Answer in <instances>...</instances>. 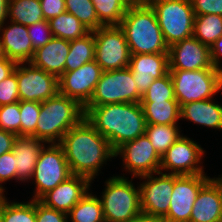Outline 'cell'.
Masks as SVG:
<instances>
[{"mask_svg":"<svg viewBox=\"0 0 222 222\" xmlns=\"http://www.w3.org/2000/svg\"><path fill=\"white\" fill-rule=\"evenodd\" d=\"M120 155L124 168L132 178L160 172L161 157L154 150L146 135L137 137L115 150V157Z\"/></svg>","mask_w":222,"mask_h":222,"instance_id":"14","label":"cell"},{"mask_svg":"<svg viewBox=\"0 0 222 222\" xmlns=\"http://www.w3.org/2000/svg\"><path fill=\"white\" fill-rule=\"evenodd\" d=\"M16 163L14 153L6 152L0 156V192L3 194L5 188L1 185L5 181L15 178L16 180Z\"/></svg>","mask_w":222,"mask_h":222,"instance_id":"40","label":"cell"},{"mask_svg":"<svg viewBox=\"0 0 222 222\" xmlns=\"http://www.w3.org/2000/svg\"><path fill=\"white\" fill-rule=\"evenodd\" d=\"M8 18L25 26L45 20L39 0H9Z\"/></svg>","mask_w":222,"mask_h":222,"instance_id":"29","label":"cell"},{"mask_svg":"<svg viewBox=\"0 0 222 222\" xmlns=\"http://www.w3.org/2000/svg\"><path fill=\"white\" fill-rule=\"evenodd\" d=\"M205 150L187 136H182L161 156L160 172L171 171L172 175L203 174L201 165ZM200 164V165H198Z\"/></svg>","mask_w":222,"mask_h":222,"instance_id":"12","label":"cell"},{"mask_svg":"<svg viewBox=\"0 0 222 222\" xmlns=\"http://www.w3.org/2000/svg\"><path fill=\"white\" fill-rule=\"evenodd\" d=\"M220 36H222L221 15H195L193 37L210 47Z\"/></svg>","mask_w":222,"mask_h":222,"instance_id":"30","label":"cell"},{"mask_svg":"<svg viewBox=\"0 0 222 222\" xmlns=\"http://www.w3.org/2000/svg\"><path fill=\"white\" fill-rule=\"evenodd\" d=\"M18 81L16 73L0 82V106L19 102Z\"/></svg>","mask_w":222,"mask_h":222,"instance_id":"39","label":"cell"},{"mask_svg":"<svg viewBox=\"0 0 222 222\" xmlns=\"http://www.w3.org/2000/svg\"><path fill=\"white\" fill-rule=\"evenodd\" d=\"M131 54L168 53L155 11L146 3L129 6L119 24Z\"/></svg>","mask_w":222,"mask_h":222,"instance_id":"3","label":"cell"},{"mask_svg":"<svg viewBox=\"0 0 222 222\" xmlns=\"http://www.w3.org/2000/svg\"><path fill=\"white\" fill-rule=\"evenodd\" d=\"M130 222H167V221L162 216L148 215L141 212Z\"/></svg>","mask_w":222,"mask_h":222,"instance_id":"47","label":"cell"},{"mask_svg":"<svg viewBox=\"0 0 222 222\" xmlns=\"http://www.w3.org/2000/svg\"><path fill=\"white\" fill-rule=\"evenodd\" d=\"M147 125H177L180 120L178 101L140 102Z\"/></svg>","mask_w":222,"mask_h":222,"instance_id":"25","label":"cell"},{"mask_svg":"<svg viewBox=\"0 0 222 222\" xmlns=\"http://www.w3.org/2000/svg\"><path fill=\"white\" fill-rule=\"evenodd\" d=\"M195 15L217 14L222 16V0H190Z\"/></svg>","mask_w":222,"mask_h":222,"instance_id":"42","label":"cell"},{"mask_svg":"<svg viewBox=\"0 0 222 222\" xmlns=\"http://www.w3.org/2000/svg\"><path fill=\"white\" fill-rule=\"evenodd\" d=\"M91 182L87 177L72 175L54 189L49 190L39 201L46 207L68 214L89 192Z\"/></svg>","mask_w":222,"mask_h":222,"instance_id":"18","label":"cell"},{"mask_svg":"<svg viewBox=\"0 0 222 222\" xmlns=\"http://www.w3.org/2000/svg\"><path fill=\"white\" fill-rule=\"evenodd\" d=\"M168 53L169 70L195 71L216 68L211 62L210 47L193 36L172 44Z\"/></svg>","mask_w":222,"mask_h":222,"instance_id":"17","label":"cell"},{"mask_svg":"<svg viewBox=\"0 0 222 222\" xmlns=\"http://www.w3.org/2000/svg\"><path fill=\"white\" fill-rule=\"evenodd\" d=\"M221 55H222V36H220L211 46H210V56L211 62L214 67H217L221 64Z\"/></svg>","mask_w":222,"mask_h":222,"instance_id":"45","label":"cell"},{"mask_svg":"<svg viewBox=\"0 0 222 222\" xmlns=\"http://www.w3.org/2000/svg\"><path fill=\"white\" fill-rule=\"evenodd\" d=\"M66 11L73 14L91 32L104 26L97 17L91 0H65Z\"/></svg>","mask_w":222,"mask_h":222,"instance_id":"34","label":"cell"},{"mask_svg":"<svg viewBox=\"0 0 222 222\" xmlns=\"http://www.w3.org/2000/svg\"><path fill=\"white\" fill-rule=\"evenodd\" d=\"M128 6H140L147 3V0H123Z\"/></svg>","mask_w":222,"mask_h":222,"instance_id":"49","label":"cell"},{"mask_svg":"<svg viewBox=\"0 0 222 222\" xmlns=\"http://www.w3.org/2000/svg\"><path fill=\"white\" fill-rule=\"evenodd\" d=\"M115 151L145 135L146 119L140 103H114L91 107L84 117Z\"/></svg>","mask_w":222,"mask_h":222,"instance_id":"2","label":"cell"},{"mask_svg":"<svg viewBox=\"0 0 222 222\" xmlns=\"http://www.w3.org/2000/svg\"><path fill=\"white\" fill-rule=\"evenodd\" d=\"M19 102L0 106V129L21 136Z\"/></svg>","mask_w":222,"mask_h":222,"instance_id":"37","label":"cell"},{"mask_svg":"<svg viewBox=\"0 0 222 222\" xmlns=\"http://www.w3.org/2000/svg\"><path fill=\"white\" fill-rule=\"evenodd\" d=\"M95 58V39L93 32L70 41V50L66 58L65 72L73 71L93 61Z\"/></svg>","mask_w":222,"mask_h":222,"instance_id":"27","label":"cell"},{"mask_svg":"<svg viewBox=\"0 0 222 222\" xmlns=\"http://www.w3.org/2000/svg\"><path fill=\"white\" fill-rule=\"evenodd\" d=\"M141 98L129 67L103 71L93 95L83 107L84 114L91 107L114 103H140Z\"/></svg>","mask_w":222,"mask_h":222,"instance_id":"7","label":"cell"},{"mask_svg":"<svg viewBox=\"0 0 222 222\" xmlns=\"http://www.w3.org/2000/svg\"><path fill=\"white\" fill-rule=\"evenodd\" d=\"M36 222H68V214L46 207L36 200Z\"/></svg>","mask_w":222,"mask_h":222,"instance_id":"41","label":"cell"},{"mask_svg":"<svg viewBox=\"0 0 222 222\" xmlns=\"http://www.w3.org/2000/svg\"><path fill=\"white\" fill-rule=\"evenodd\" d=\"M0 25V40L7 58L16 63H30L35 51L28 35V27L10 21V25Z\"/></svg>","mask_w":222,"mask_h":222,"instance_id":"21","label":"cell"},{"mask_svg":"<svg viewBox=\"0 0 222 222\" xmlns=\"http://www.w3.org/2000/svg\"><path fill=\"white\" fill-rule=\"evenodd\" d=\"M9 0H0V25H4L8 18Z\"/></svg>","mask_w":222,"mask_h":222,"instance_id":"48","label":"cell"},{"mask_svg":"<svg viewBox=\"0 0 222 222\" xmlns=\"http://www.w3.org/2000/svg\"><path fill=\"white\" fill-rule=\"evenodd\" d=\"M48 22L53 37L68 41L80 39L91 32L73 14L67 11L50 19Z\"/></svg>","mask_w":222,"mask_h":222,"instance_id":"26","label":"cell"},{"mask_svg":"<svg viewBox=\"0 0 222 222\" xmlns=\"http://www.w3.org/2000/svg\"><path fill=\"white\" fill-rule=\"evenodd\" d=\"M178 125H146L145 135L161 157L182 135Z\"/></svg>","mask_w":222,"mask_h":222,"instance_id":"32","label":"cell"},{"mask_svg":"<svg viewBox=\"0 0 222 222\" xmlns=\"http://www.w3.org/2000/svg\"><path fill=\"white\" fill-rule=\"evenodd\" d=\"M177 101L170 73L154 79L147 91L142 95L141 102Z\"/></svg>","mask_w":222,"mask_h":222,"instance_id":"35","label":"cell"},{"mask_svg":"<svg viewBox=\"0 0 222 222\" xmlns=\"http://www.w3.org/2000/svg\"><path fill=\"white\" fill-rule=\"evenodd\" d=\"M100 197L105 222H130L140 214V189L126 177L113 176L105 182Z\"/></svg>","mask_w":222,"mask_h":222,"instance_id":"5","label":"cell"},{"mask_svg":"<svg viewBox=\"0 0 222 222\" xmlns=\"http://www.w3.org/2000/svg\"><path fill=\"white\" fill-rule=\"evenodd\" d=\"M21 114V136L34 137L35 130L40 115L41 103L19 101Z\"/></svg>","mask_w":222,"mask_h":222,"instance_id":"36","label":"cell"},{"mask_svg":"<svg viewBox=\"0 0 222 222\" xmlns=\"http://www.w3.org/2000/svg\"><path fill=\"white\" fill-rule=\"evenodd\" d=\"M98 17L104 26L119 25L128 5L123 0H91Z\"/></svg>","mask_w":222,"mask_h":222,"instance_id":"33","label":"cell"},{"mask_svg":"<svg viewBox=\"0 0 222 222\" xmlns=\"http://www.w3.org/2000/svg\"><path fill=\"white\" fill-rule=\"evenodd\" d=\"M44 19L49 21L66 11L65 0H39Z\"/></svg>","mask_w":222,"mask_h":222,"instance_id":"43","label":"cell"},{"mask_svg":"<svg viewBox=\"0 0 222 222\" xmlns=\"http://www.w3.org/2000/svg\"><path fill=\"white\" fill-rule=\"evenodd\" d=\"M129 68L142 96L154 79L169 72V53L131 54Z\"/></svg>","mask_w":222,"mask_h":222,"instance_id":"19","label":"cell"},{"mask_svg":"<svg viewBox=\"0 0 222 222\" xmlns=\"http://www.w3.org/2000/svg\"><path fill=\"white\" fill-rule=\"evenodd\" d=\"M68 218L72 222H105L100 198L88 192L69 211Z\"/></svg>","mask_w":222,"mask_h":222,"instance_id":"28","label":"cell"},{"mask_svg":"<svg viewBox=\"0 0 222 222\" xmlns=\"http://www.w3.org/2000/svg\"><path fill=\"white\" fill-rule=\"evenodd\" d=\"M102 72L95 60L76 70L64 72L59 77V93L76 100L84 107L93 95Z\"/></svg>","mask_w":222,"mask_h":222,"instance_id":"16","label":"cell"},{"mask_svg":"<svg viewBox=\"0 0 222 222\" xmlns=\"http://www.w3.org/2000/svg\"><path fill=\"white\" fill-rule=\"evenodd\" d=\"M92 32L95 39L94 60L103 71L129 67L131 53L119 25L102 26Z\"/></svg>","mask_w":222,"mask_h":222,"instance_id":"10","label":"cell"},{"mask_svg":"<svg viewBox=\"0 0 222 222\" xmlns=\"http://www.w3.org/2000/svg\"><path fill=\"white\" fill-rule=\"evenodd\" d=\"M17 135L0 129V156L6 152L12 151Z\"/></svg>","mask_w":222,"mask_h":222,"instance_id":"44","label":"cell"},{"mask_svg":"<svg viewBox=\"0 0 222 222\" xmlns=\"http://www.w3.org/2000/svg\"><path fill=\"white\" fill-rule=\"evenodd\" d=\"M14 72L20 101L41 103L59 93V78L31 63H17Z\"/></svg>","mask_w":222,"mask_h":222,"instance_id":"11","label":"cell"},{"mask_svg":"<svg viewBox=\"0 0 222 222\" xmlns=\"http://www.w3.org/2000/svg\"><path fill=\"white\" fill-rule=\"evenodd\" d=\"M211 179L206 174L173 175L167 222H190L193 204L200 189Z\"/></svg>","mask_w":222,"mask_h":222,"instance_id":"13","label":"cell"},{"mask_svg":"<svg viewBox=\"0 0 222 222\" xmlns=\"http://www.w3.org/2000/svg\"><path fill=\"white\" fill-rule=\"evenodd\" d=\"M155 11L168 47L193 36L195 14L190 0H147Z\"/></svg>","mask_w":222,"mask_h":222,"instance_id":"6","label":"cell"},{"mask_svg":"<svg viewBox=\"0 0 222 222\" xmlns=\"http://www.w3.org/2000/svg\"><path fill=\"white\" fill-rule=\"evenodd\" d=\"M70 50V41L53 37L43 47L35 50L30 63L58 78L65 72V63Z\"/></svg>","mask_w":222,"mask_h":222,"instance_id":"22","label":"cell"},{"mask_svg":"<svg viewBox=\"0 0 222 222\" xmlns=\"http://www.w3.org/2000/svg\"><path fill=\"white\" fill-rule=\"evenodd\" d=\"M85 117L83 107L60 93L41 102L35 138L46 143H60L64 134Z\"/></svg>","mask_w":222,"mask_h":222,"instance_id":"4","label":"cell"},{"mask_svg":"<svg viewBox=\"0 0 222 222\" xmlns=\"http://www.w3.org/2000/svg\"><path fill=\"white\" fill-rule=\"evenodd\" d=\"M143 175L139 178L146 179L140 183V206L142 213L164 217L169 210L170 197L173 191V175L167 172H158Z\"/></svg>","mask_w":222,"mask_h":222,"instance_id":"15","label":"cell"},{"mask_svg":"<svg viewBox=\"0 0 222 222\" xmlns=\"http://www.w3.org/2000/svg\"><path fill=\"white\" fill-rule=\"evenodd\" d=\"M174 85L175 99L184 104L214 98L218 91L216 68L195 71L169 70Z\"/></svg>","mask_w":222,"mask_h":222,"instance_id":"9","label":"cell"},{"mask_svg":"<svg viewBox=\"0 0 222 222\" xmlns=\"http://www.w3.org/2000/svg\"><path fill=\"white\" fill-rule=\"evenodd\" d=\"M218 74V91L222 90V67L221 65L216 67Z\"/></svg>","mask_w":222,"mask_h":222,"instance_id":"50","label":"cell"},{"mask_svg":"<svg viewBox=\"0 0 222 222\" xmlns=\"http://www.w3.org/2000/svg\"><path fill=\"white\" fill-rule=\"evenodd\" d=\"M0 222H2V218H1V210H0Z\"/></svg>","mask_w":222,"mask_h":222,"instance_id":"52","label":"cell"},{"mask_svg":"<svg viewBox=\"0 0 222 222\" xmlns=\"http://www.w3.org/2000/svg\"><path fill=\"white\" fill-rule=\"evenodd\" d=\"M17 63L9 58L0 61V82L10 76L13 72Z\"/></svg>","mask_w":222,"mask_h":222,"instance_id":"46","label":"cell"},{"mask_svg":"<svg viewBox=\"0 0 222 222\" xmlns=\"http://www.w3.org/2000/svg\"><path fill=\"white\" fill-rule=\"evenodd\" d=\"M72 176L63 148L59 143H49L42 149L31 180L35 182L32 200H39L49 190Z\"/></svg>","mask_w":222,"mask_h":222,"instance_id":"8","label":"cell"},{"mask_svg":"<svg viewBox=\"0 0 222 222\" xmlns=\"http://www.w3.org/2000/svg\"><path fill=\"white\" fill-rule=\"evenodd\" d=\"M63 148L72 175L94 181L103 164L115 158V151L85 118L70 128L59 143Z\"/></svg>","mask_w":222,"mask_h":222,"instance_id":"1","label":"cell"},{"mask_svg":"<svg viewBox=\"0 0 222 222\" xmlns=\"http://www.w3.org/2000/svg\"><path fill=\"white\" fill-rule=\"evenodd\" d=\"M2 222H36V200L9 202L5 195L0 198Z\"/></svg>","mask_w":222,"mask_h":222,"instance_id":"31","label":"cell"},{"mask_svg":"<svg viewBox=\"0 0 222 222\" xmlns=\"http://www.w3.org/2000/svg\"><path fill=\"white\" fill-rule=\"evenodd\" d=\"M190 222H222V178H211L200 189Z\"/></svg>","mask_w":222,"mask_h":222,"instance_id":"20","label":"cell"},{"mask_svg":"<svg viewBox=\"0 0 222 222\" xmlns=\"http://www.w3.org/2000/svg\"><path fill=\"white\" fill-rule=\"evenodd\" d=\"M180 119L222 130V105L213 98L190 102L180 107Z\"/></svg>","mask_w":222,"mask_h":222,"instance_id":"24","label":"cell"},{"mask_svg":"<svg viewBox=\"0 0 222 222\" xmlns=\"http://www.w3.org/2000/svg\"><path fill=\"white\" fill-rule=\"evenodd\" d=\"M27 27L28 35L30 37L34 51L40 47H43L53 38L49 22L46 20L36 22L34 24L28 25ZM38 33L41 34L39 35Z\"/></svg>","mask_w":222,"mask_h":222,"instance_id":"38","label":"cell"},{"mask_svg":"<svg viewBox=\"0 0 222 222\" xmlns=\"http://www.w3.org/2000/svg\"><path fill=\"white\" fill-rule=\"evenodd\" d=\"M4 59H7V56L0 40V61Z\"/></svg>","mask_w":222,"mask_h":222,"instance_id":"51","label":"cell"},{"mask_svg":"<svg viewBox=\"0 0 222 222\" xmlns=\"http://www.w3.org/2000/svg\"><path fill=\"white\" fill-rule=\"evenodd\" d=\"M45 144H47L45 141L38 138L17 136L12 149L16 163V180L19 182L31 180L38 157Z\"/></svg>","mask_w":222,"mask_h":222,"instance_id":"23","label":"cell"}]
</instances>
